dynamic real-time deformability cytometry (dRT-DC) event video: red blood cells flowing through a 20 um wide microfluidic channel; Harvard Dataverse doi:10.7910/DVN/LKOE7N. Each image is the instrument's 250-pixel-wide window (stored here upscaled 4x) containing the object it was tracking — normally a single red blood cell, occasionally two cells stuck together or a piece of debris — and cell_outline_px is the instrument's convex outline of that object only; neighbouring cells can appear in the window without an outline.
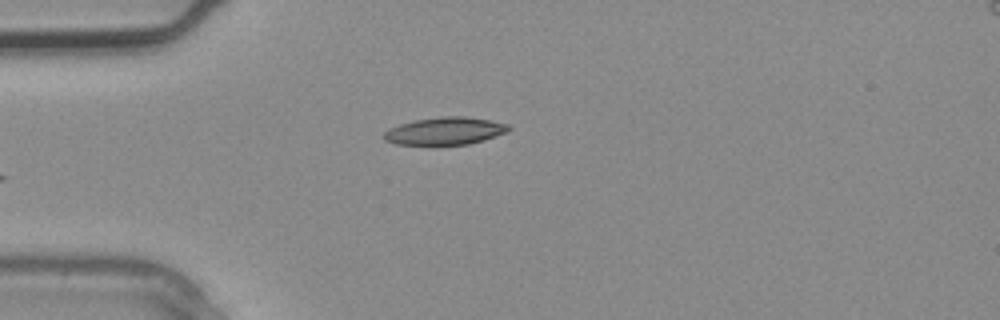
{"species": "common noctule bat (a hibernating species)", "species_latin": "Nyctalus noctula", "temperature_condition": "warm", "stored_images_in_passage": 2, "camera_frame_rate_fps": 3000, "um_per_image_px": 0.085, "animal": {"sex": "male", "body_mass_g": 20.4}, "frame": {"image": 1, "passage_image": 2, "time_ms": 0.333, "image_size_px": [1000, 320], "cell_outline_px": [[512, 128], [508, 132], [484, 140], [468, 144], [396, 144], [384, 140], [384, 132], [388, 128], [400, 124], [416, 120], [440, 116], [464, 116], [488, 120], [508, 124]], "centroid_in_image_um": [37.84, 11.13], "position_along_channel_um": 47.2, "area_um2": 19.88}}